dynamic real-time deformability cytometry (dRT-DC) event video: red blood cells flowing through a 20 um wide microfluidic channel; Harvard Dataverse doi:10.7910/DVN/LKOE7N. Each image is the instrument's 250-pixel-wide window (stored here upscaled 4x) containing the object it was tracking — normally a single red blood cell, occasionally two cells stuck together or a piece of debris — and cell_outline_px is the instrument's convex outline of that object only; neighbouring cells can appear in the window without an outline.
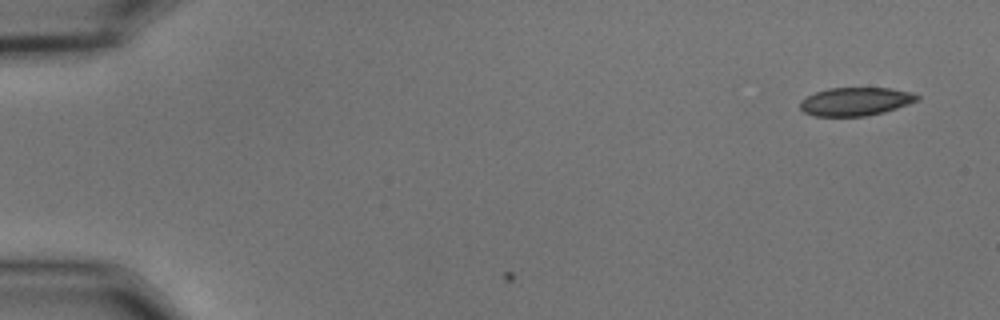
{"species": "common noctule bat (a hibernating species)", "species_latin": "Nyctalus noctula", "temperature_condition": "cold", "stored_images_in_passage": 3, "camera_frame_rate_fps": 3000, "um_per_image_px": 0.085, "animal": {"sex": "male", "body_mass_g": 15.6}, "frame": {"image": 1, "passage_image": 3, "time_ms": 0.667, "image_size_px": [1000, 320], "cell_outline_px": [[920, 100], [884, 112], [864, 116], [816, 116], [804, 112], [800, 108], [800, 100], [816, 92], [828, 88], [892, 88], [912, 92], [920, 96]], "centroid_in_image_um": [72.74, 8.62], "position_along_channel_um": 12.3, "area_um2": 19.31}}